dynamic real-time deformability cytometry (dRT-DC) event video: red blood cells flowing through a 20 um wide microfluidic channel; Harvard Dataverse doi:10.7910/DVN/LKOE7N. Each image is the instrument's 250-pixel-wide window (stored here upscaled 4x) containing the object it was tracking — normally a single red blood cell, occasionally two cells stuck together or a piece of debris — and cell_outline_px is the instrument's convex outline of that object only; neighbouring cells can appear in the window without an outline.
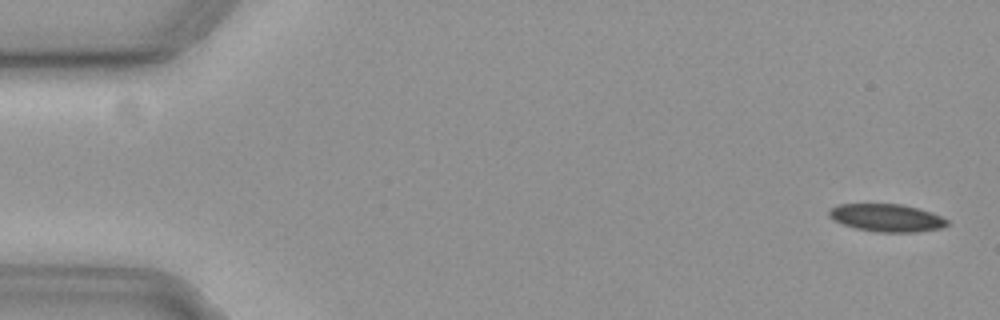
{"species": "common noctule bat (a hibernating species)", "species_latin": "Nyctalus noctula", "temperature_condition": "cold", "stored_images_in_passage": 10, "camera_frame_rate_fps": 3000, "um_per_image_px": 0.085, "animal": {"sex": "female", "body_mass_g": 19.3, "forearm_length_mm": 54.1}, "frame": {"image": 1, "passage_image": 2, "time_ms": 0.333, "image_size_px": [1000, 320], "cell_outline_px": [[948, 224], [940, 228], [916, 232], [880, 232], [856, 228], [832, 220], [828, 216], [828, 208], [836, 204], [904, 204], [920, 208], [932, 212], [948, 220]], "centroid_in_image_um": [75.34, 18.49], "position_along_channel_um": 9.7, "area_um2": 19.19}}